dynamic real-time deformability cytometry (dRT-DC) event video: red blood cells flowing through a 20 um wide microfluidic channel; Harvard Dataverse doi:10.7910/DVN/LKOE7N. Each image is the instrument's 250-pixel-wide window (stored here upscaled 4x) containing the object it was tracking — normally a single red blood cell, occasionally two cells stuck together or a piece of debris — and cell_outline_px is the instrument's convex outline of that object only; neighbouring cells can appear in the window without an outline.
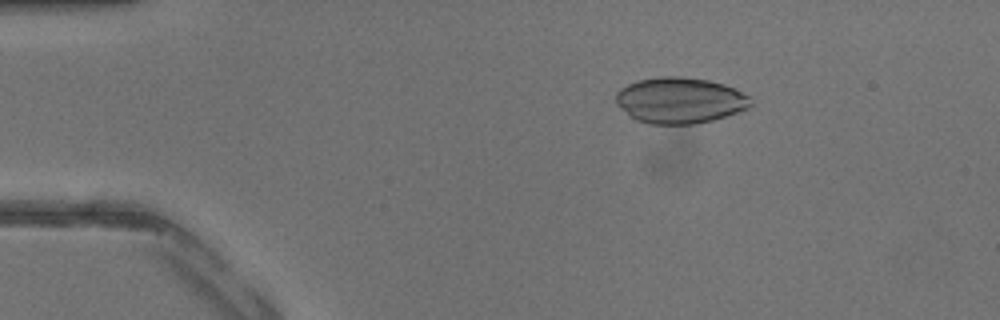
{"species": "common noctule bat (a hibernating species)", "species_latin": "Nyctalus noctula", "temperature_condition": "warm", "stored_images_in_passage": 41, "camera_frame_rate_fps": 3000, "um_per_image_px": 0.085, "animal": {"sex": "male", "body_mass_g": 13.3}, "frame": {"image": 1, "passage_image": 7, "time_ms": 2.0, "image_size_px": [1000, 320], "cell_outline_px": [[752, 104], [748, 108], [712, 120], [696, 124], [648, 124], [636, 120], [628, 116], [616, 104], [616, 92], [620, 88], [628, 84], [640, 80], [660, 76], [680, 76], [708, 80], [724, 84], [748, 96]], "centroid_in_image_um": [57.73, 8.54], "position_along_channel_um": 27.3, "area_um2": 36.07}}
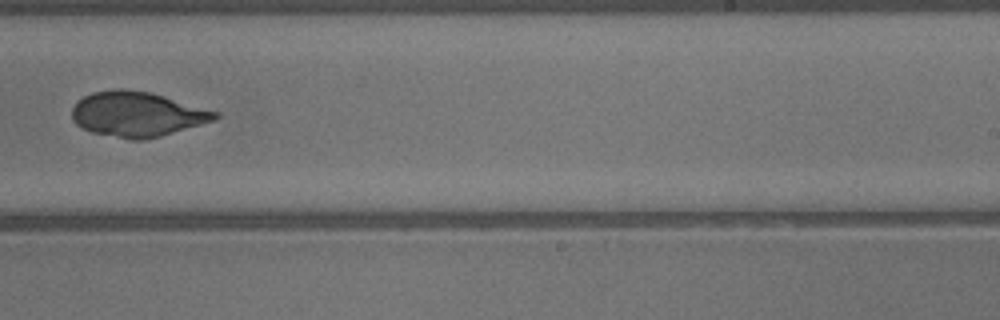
{"frame": {"image": 2, "passage_image": 26, "time_ms": 8.333, "image_size_px": [1000, 320], "cell_outline_px": [[220, 116], [216, 120], [160, 136], [144, 140], [132, 140], [92, 132], [76, 124], [72, 120], [72, 108], [76, 100], [92, 92], [116, 88], [124, 88], [148, 92], [164, 96], [220, 112]], "centroid_in_image_um": [11.65, 9.7], "position_along_channel_um": 277.3, "area_um2": 37.57}}
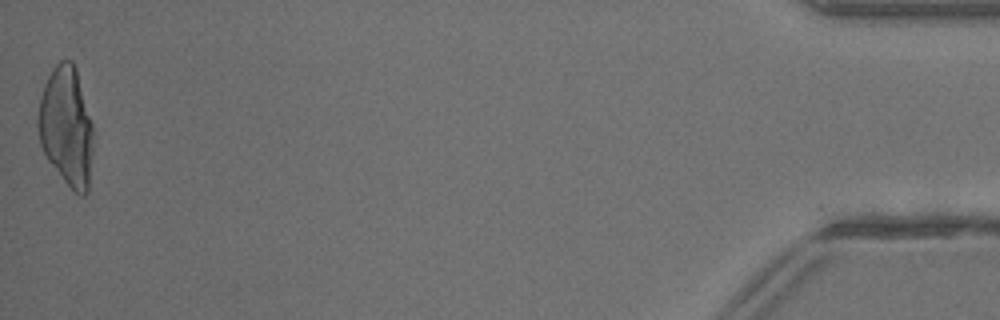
{"frame": {"image": 3, "passage_image": 41, "time_ms": 13.333, "image_size_px": [1000, 320], "cell_outline_px": [[92, 152], [88, 192], [84, 196], [80, 196], [64, 180], [48, 160], [40, 144], [36, 124], [36, 116], [40, 96], [44, 84], [52, 68], [60, 60], [72, 60], [76, 68], [92, 124]], "centroid_in_image_um": [5.62, 10.73], "position_along_channel_um": 429.6, "area_um2": 38.38}}